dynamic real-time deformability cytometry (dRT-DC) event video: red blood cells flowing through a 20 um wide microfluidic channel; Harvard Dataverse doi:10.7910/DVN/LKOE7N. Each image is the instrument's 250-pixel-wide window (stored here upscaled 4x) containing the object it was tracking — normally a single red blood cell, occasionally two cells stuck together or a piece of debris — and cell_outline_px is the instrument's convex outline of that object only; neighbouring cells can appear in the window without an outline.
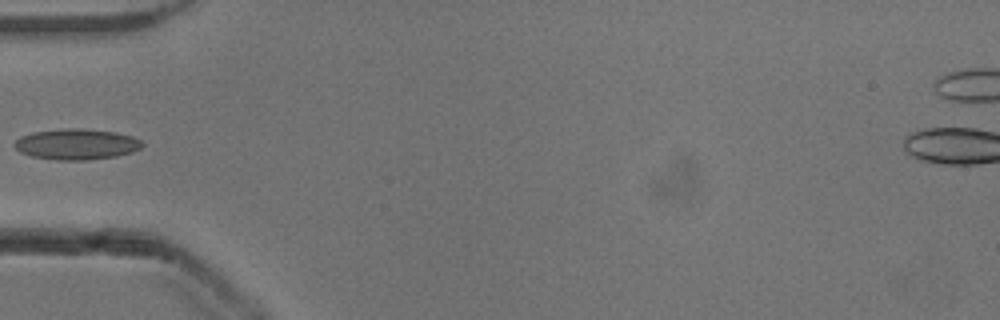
{"species": "common noctule bat (a hibernating species)", "species_latin": "Nyctalus noctula", "temperature_condition": "cold", "stored_images_in_passage": 5, "camera_frame_rate_fps": 3000, "um_per_image_px": 0.085, "animal": {"sex": "male", "body_mass_g": 13.3}, "frame": {"image": 1, "passage_image": 1, "time_ms": 0.0, "image_size_px": [1000, 320], "cell_outline_px": [[144, 144], [140, 148], [132, 152], [116, 156], [84, 160], [56, 160], [32, 156], [20, 152], [12, 144], [20, 136], [32, 132], [68, 128], [80, 128], [116, 132], [132, 136], [140, 140]], "centroid_in_image_um": [6.49, 12.25], "position_along_channel_um": 78.5, "area_um2": 22.89}}